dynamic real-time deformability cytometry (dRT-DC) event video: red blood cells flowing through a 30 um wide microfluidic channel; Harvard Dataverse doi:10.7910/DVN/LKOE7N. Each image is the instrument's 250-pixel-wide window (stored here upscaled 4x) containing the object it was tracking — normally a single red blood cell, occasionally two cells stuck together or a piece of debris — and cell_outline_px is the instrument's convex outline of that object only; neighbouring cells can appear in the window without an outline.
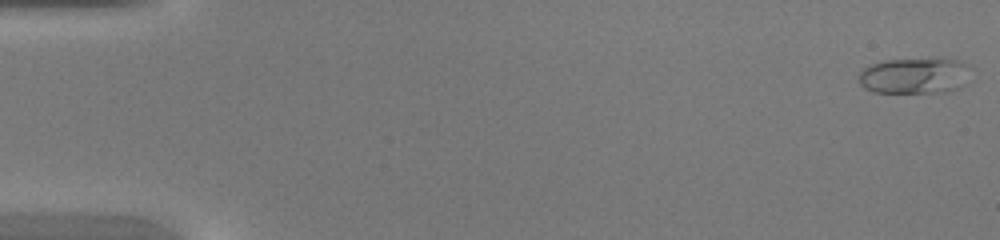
{"species": "common noctule bat (a hibernating species)", "species_latin": "Nyctalus noctula", "temperature_condition": "warm", "stored_images_in_passage": 45, "camera_frame_rate_fps": 3000, "um_per_image_px": 0.085, "animal": {"sex": "female", "body_mass_g": 20.0, "forearm_length_mm": 54.0}, "frame": {"image": 1, "passage_image": 1, "time_ms": 0.0, "image_size_px": [1000, 240], "cell_outline_px": [[964, 64], [960, 84], [956, 88], [948, 92], [872, 92], [864, 88], [860, 84], [860, 68], [868, 64], [884, 60], [960, 60]], "centroid_in_image_um": [77.51, 6.45], "position_along_channel_um": 7.5, "area_um2": 22.31}}
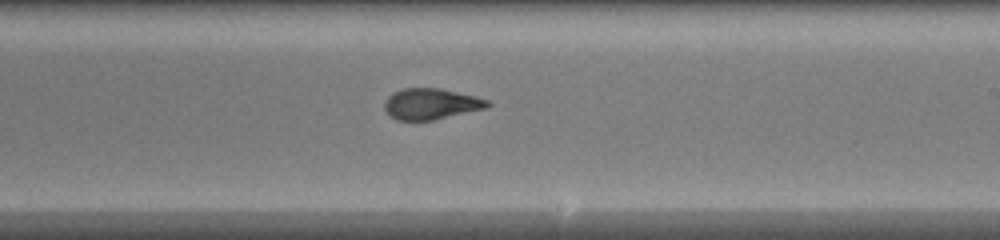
{"frame": {"image": 2, "passage_image": 27, "time_ms": 8.667, "image_size_px": [1000, 240], "cell_outline_px": [[492, 104], [488, 108], [432, 120], [396, 120], [384, 108], [384, 100], [392, 92], [404, 88], [440, 88], [476, 96], [488, 100]], "centroid_in_image_um": [36.65, 8.82], "position_along_channel_um": 252.3, "area_um2": 18.67}}
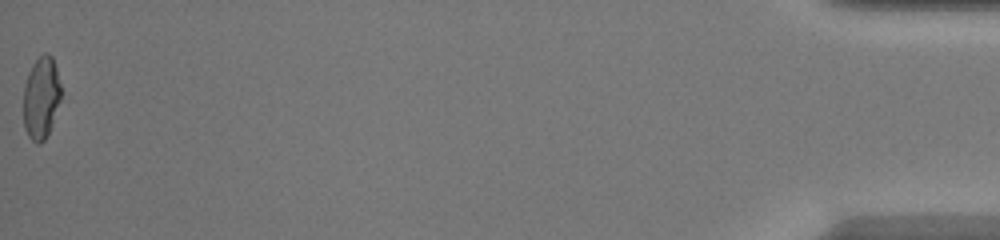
{"frame": {"image": 3, "passage_image": 45, "time_ms": 14.667, "image_size_px": [1000, 240], "cell_outline_px": [[60, 100], [52, 124], [44, 140], [40, 144], [36, 144], [28, 136], [24, 128], [24, 88], [28, 72], [32, 64], [44, 52], [48, 52], [52, 56], [56, 68], [60, 84]], "centroid_in_image_um": [3.49, 8.31], "position_along_channel_um": 431.7, "area_um2": 17.92}}